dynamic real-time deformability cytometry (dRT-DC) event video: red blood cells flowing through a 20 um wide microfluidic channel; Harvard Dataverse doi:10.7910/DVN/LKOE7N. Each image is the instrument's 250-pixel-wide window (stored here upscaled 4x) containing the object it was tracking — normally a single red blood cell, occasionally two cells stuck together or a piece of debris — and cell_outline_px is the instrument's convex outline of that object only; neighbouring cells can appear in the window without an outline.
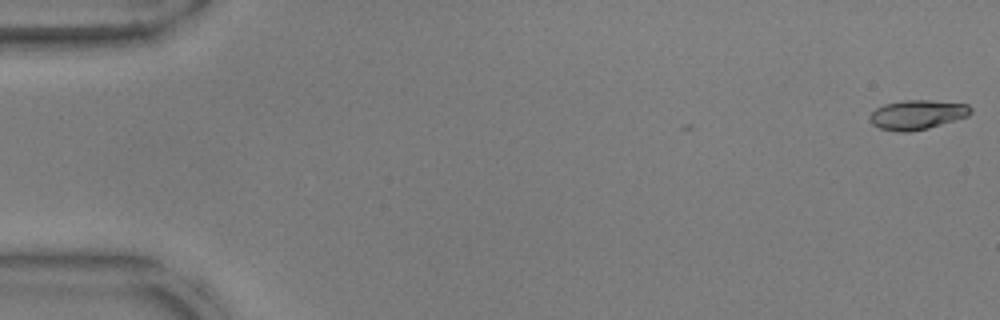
{"species": "common noctule bat (a hibernating species)", "species_latin": "Nyctalus noctula", "temperature_condition": "warm", "stored_images_in_passage": 8, "camera_frame_rate_fps": 3000, "um_per_image_px": 0.085, "animal": {"sex": "male", "body_mass_g": 17.9, "forearm_length_mm": 54.2}, "frame": {"image": 1, "passage_image": 1, "time_ms": 0.0, "image_size_px": [1000, 320], "cell_outline_px": [[972, 112], [968, 116], [928, 128], [908, 132], [896, 132], [880, 128], [872, 124], [868, 120], [868, 116], [876, 108], [884, 104], [904, 100], [928, 100], [968, 104], [972, 108]], "centroid_in_image_um": [77.94, 9.75], "position_along_channel_um": 7.1, "area_um2": 17.4}}